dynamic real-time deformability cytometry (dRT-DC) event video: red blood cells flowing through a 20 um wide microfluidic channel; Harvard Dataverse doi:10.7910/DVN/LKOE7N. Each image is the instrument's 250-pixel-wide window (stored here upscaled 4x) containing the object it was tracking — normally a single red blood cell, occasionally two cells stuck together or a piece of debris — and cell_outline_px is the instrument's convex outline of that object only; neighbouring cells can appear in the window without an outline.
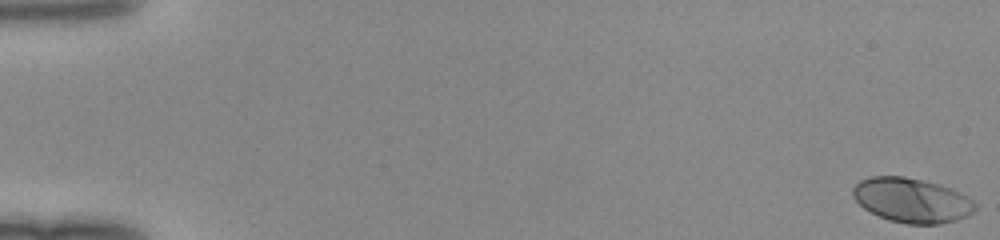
{"species": "human", "species_latin": "Homo sapiens", "temperature_condition": "room temperature", "stored_images_in_passage": 51, "camera_frame_rate_fps": 3000, "um_per_image_px": 0.085, "donor": {"sex": "female"}, "frame": {"image": 1, "passage_image": 1, "time_ms": 0.0, "image_size_px": [1000, 240], "cell_outline_px": [[976, 208], [968, 216], [956, 220], [940, 224], [908, 224], [888, 220], [864, 208], [852, 196], [852, 188], [860, 180], [872, 176], [904, 176], [952, 188], [960, 192], [972, 200], [976, 204]], "centroid_in_image_um": [77.5, 17.03], "position_along_channel_um": 7.5, "area_um2": 31.62}}
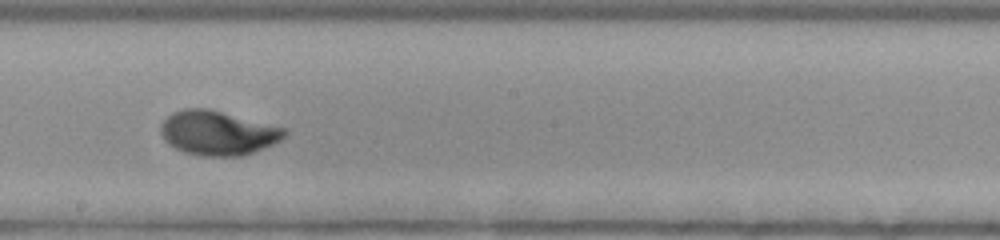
{"frame": {"image": 2, "passage_image": 30, "time_ms": 9.667, "image_size_px": [1000, 240], "cell_outline_px": [[288, 132], [280, 140], [264, 148], [240, 156], [200, 156], [184, 152], [168, 144], [164, 140], [160, 132], [160, 124], [172, 112], [184, 108], [208, 108], [284, 128]], "centroid_in_image_um": [18.46, 11.3], "position_along_channel_um": 229.7, "area_um2": 31.85}}
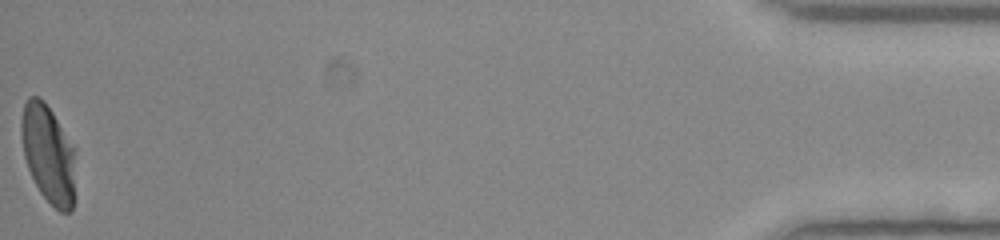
{"frame": {"image": 3, "passage_image": 51, "time_ms": 16.667, "image_size_px": [1000, 240], "cell_outline_px": [[76, 148], [72, 208], [68, 212], [60, 212], [40, 192], [28, 168], [24, 156], [20, 136], [20, 120], [24, 104], [28, 96], [40, 96], [44, 100]], "centroid_in_image_um": [4.09, 13.02], "position_along_channel_um": 431.1, "area_um2": 31.21}}